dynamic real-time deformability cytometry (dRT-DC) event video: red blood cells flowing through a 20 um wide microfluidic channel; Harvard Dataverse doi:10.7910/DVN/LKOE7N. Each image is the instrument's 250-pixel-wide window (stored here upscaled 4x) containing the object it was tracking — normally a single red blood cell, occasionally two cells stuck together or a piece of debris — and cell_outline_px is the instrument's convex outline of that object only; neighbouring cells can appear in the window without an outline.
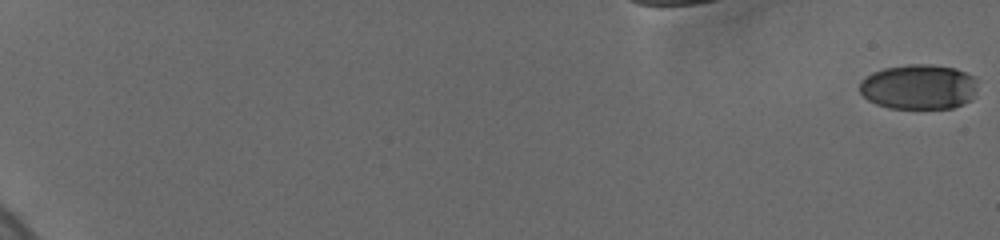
{"species": "human", "species_latin": "Homo sapiens", "temperature_condition": "cold", "stored_images_in_passage": 60, "camera_frame_rate_fps": 3000, "um_per_image_px": 0.085, "donor": {"sex": "female"}, "frame": {"image": 1, "passage_image": 1, "time_ms": 0.0, "image_size_px": [1000, 240], "cell_outline_px": [[976, 88], [972, 96], [964, 104], [952, 108], [888, 108], [876, 104], [868, 100], [860, 92], [860, 80], [872, 72], [884, 68], [908, 64], [928, 64], [956, 68], [972, 76], [976, 80]], "centroid_in_image_um": [78.06, 7.38], "position_along_channel_um": 6.9, "area_um2": 30.92}}
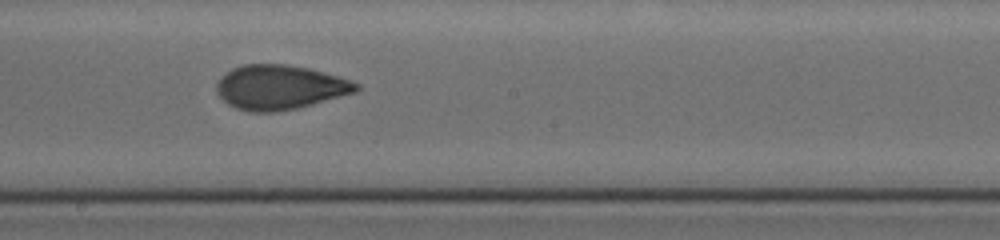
{"frame": {"image": 2, "passage_image": 35, "time_ms": 12.333, "image_size_px": [1000, 240], "cell_outline_px": [[360, 88], [356, 92], [312, 104], [296, 108], [272, 112], [252, 112], [236, 108], [228, 104], [216, 92], [216, 84], [232, 68], [244, 64], [284, 64], [308, 68], [352, 80], [360, 84]], "centroid_in_image_um": [23.8, 7.42], "position_along_channel_um": 224.4, "area_um2": 35.89}}
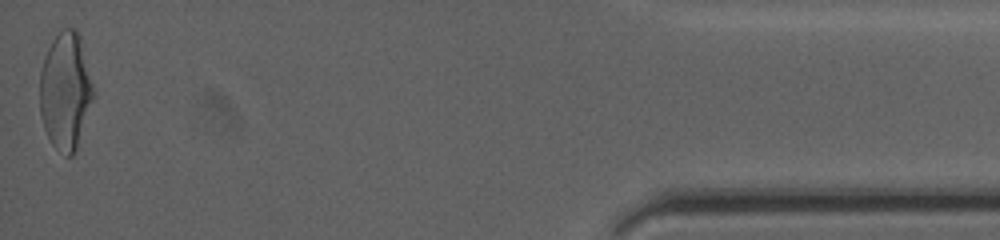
{"frame": {"image": 3, "passage_image": 60, "time_ms": 19.667, "image_size_px": [1000, 240], "cell_outline_px": [[96, 96], [76, 152], [72, 156], [68, 156], [56, 148], [52, 144], [44, 128], [40, 116], [40, 72], [44, 56], [52, 40], [64, 28], [76, 28], [80, 36]], "centroid_in_image_um": [5.59, 7.76], "position_along_channel_um": 429.6, "area_um2": 37.11}, "authors_computed_cell_mechanics": {"area_um2": 34.4488, "velocity_mm_per_s": 3.7116, "shape_relaxation_time_tau1_ms": 4.5867, "shape_relaxation_time_tau2_ms": 1.3346, "deformation_change_tau1": 0.1699, "deformation_change_tau2": 0.0643}}